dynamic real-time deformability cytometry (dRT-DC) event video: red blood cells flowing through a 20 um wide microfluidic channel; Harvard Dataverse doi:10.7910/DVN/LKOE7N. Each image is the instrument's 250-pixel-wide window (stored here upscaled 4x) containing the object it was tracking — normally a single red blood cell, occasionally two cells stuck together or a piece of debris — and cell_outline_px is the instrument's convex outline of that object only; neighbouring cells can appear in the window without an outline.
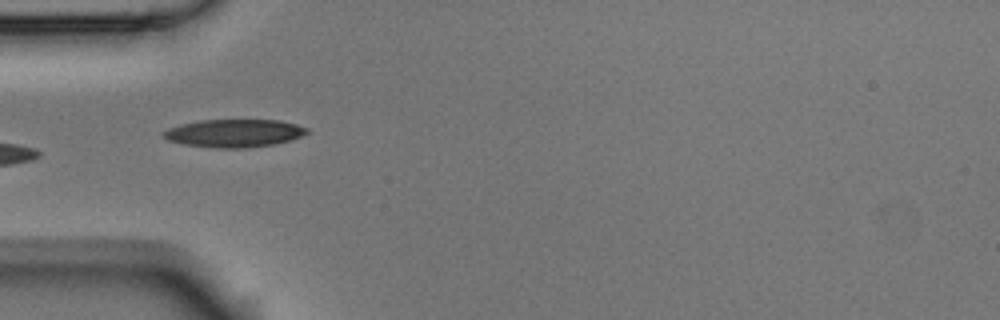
{"species": "Egyptian fruit bat (a non-hibernating species)", "species_latin": "Rousettus aegyptiacus", "temperature_condition": "room temperature", "stored_images_in_passage": 8, "camera_frame_rate_fps": 3000, "um_per_image_px": 0.085, "animal": {"sex": "male"}, "frame": {"image": 1, "passage_image": 6, "time_ms": 1.667, "image_size_px": [1000, 320], "cell_outline_px": [[308, 132], [300, 136], [288, 140], [272, 144], [244, 148], [216, 148], [184, 144], [168, 140], [164, 136], [164, 132], [168, 128], [180, 124], [200, 120], [280, 120], [296, 124], [308, 128]], "centroid_in_image_um": [19.89, 11.31], "position_along_channel_um": 65.1, "area_um2": 23.06}}
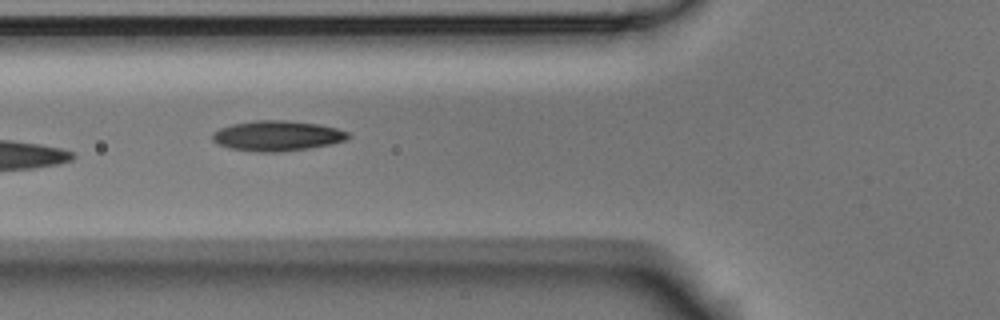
{"frame": {"image": 2, "passage_image": 7, "time_ms": 2.0, "image_size_px": [1000, 320], "cell_outline_px": [[352, 136], [344, 140], [328, 144], [308, 148], [280, 152], [260, 152], [228, 148], [216, 144], [212, 140], [212, 132], [220, 128], [232, 124], [256, 120], [288, 120], [316, 124], [336, 128], [348, 132]], "centroid_in_image_um": [23.5, 11.54], "position_along_channel_um": 102.3, "area_um2": 23.87}}
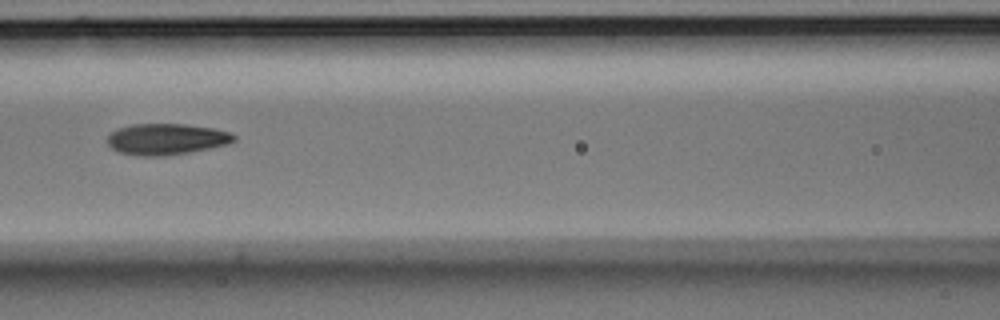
{"frame": {"image": 3, "passage_image": 8, "time_ms": 2.333, "image_size_px": [1000, 320], "cell_outline_px": [[236, 140], [228, 144], [188, 152], [164, 156], [140, 156], [120, 152], [112, 148], [108, 144], [108, 136], [112, 132], [120, 128], [132, 124], [184, 124], [212, 128], [228, 132], [236, 136]], "centroid_in_image_um": [14.14, 11.83], "position_along_channel_um": 152.5, "area_um2": 22.72}}